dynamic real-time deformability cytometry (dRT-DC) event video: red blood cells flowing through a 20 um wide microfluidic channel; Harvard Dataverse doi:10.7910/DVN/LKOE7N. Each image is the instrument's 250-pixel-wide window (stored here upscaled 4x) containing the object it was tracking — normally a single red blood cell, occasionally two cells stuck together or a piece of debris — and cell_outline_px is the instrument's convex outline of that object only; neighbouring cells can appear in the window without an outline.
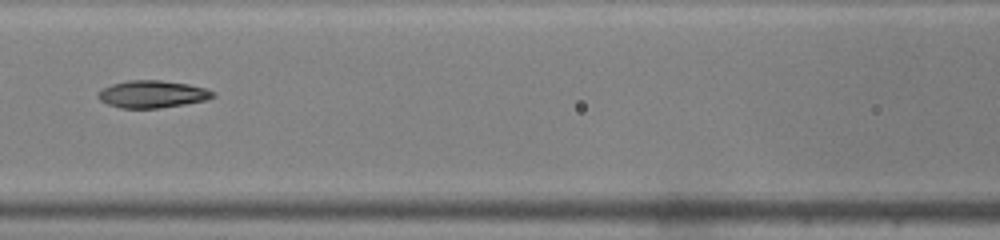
{"species": "common noctule bat (a hibernating species)", "species_latin": "Nyctalus noctula", "temperature_condition": "warm", "stored_images_in_passage": 14, "camera_frame_rate_fps": 3000, "um_per_image_px": 0.085, "animal": {"sex": "male", "body_mass_g": 19.0, "forearm_length_mm": 50.8}, "frame": {"image": 1, "passage_image": 7, "time_ms": 2.0, "image_size_px": [1000, 240], "cell_outline_px": [[216, 96], [204, 100], [184, 104], [160, 108], [120, 108], [108, 104], [100, 100], [96, 96], [104, 88], [112, 84], [128, 80], [160, 80], [188, 84], [204, 88], [216, 92]], "centroid_in_image_um": [12.95, 8.0], "position_along_channel_um": 153.6, "area_um2": 18.15}}